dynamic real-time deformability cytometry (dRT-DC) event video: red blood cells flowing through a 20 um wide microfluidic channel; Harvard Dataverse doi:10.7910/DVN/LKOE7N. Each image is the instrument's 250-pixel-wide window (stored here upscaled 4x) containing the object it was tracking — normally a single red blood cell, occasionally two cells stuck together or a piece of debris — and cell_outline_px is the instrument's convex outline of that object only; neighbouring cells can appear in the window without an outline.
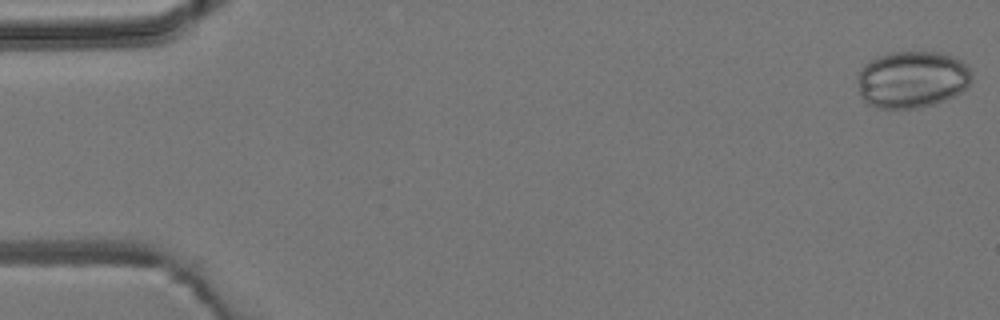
{"species": "common noctule bat (a hibernating species)", "species_latin": "Nyctalus noctula", "temperature_condition": "room temperature", "stored_images_in_passage": 5, "camera_frame_rate_fps": 3000, "um_per_image_px": 0.085, "animal": {"sex": "male", "body_mass_g": 19.2, "forearm_length_mm": 51.8}, "frame": {"image": 1, "passage_image": 1, "time_ms": 0.0, "image_size_px": [1000, 320], "cell_outline_px": [[972, 80], [960, 92], [936, 104], [920, 108], [876, 108], [868, 104], [860, 96], [856, 80], [860, 68], [868, 60], [888, 52], [936, 52], [952, 56], [960, 60], [972, 68]], "centroid_in_image_um": [77.49, 6.75], "position_along_channel_um": 7.5, "area_um2": 38.38}}